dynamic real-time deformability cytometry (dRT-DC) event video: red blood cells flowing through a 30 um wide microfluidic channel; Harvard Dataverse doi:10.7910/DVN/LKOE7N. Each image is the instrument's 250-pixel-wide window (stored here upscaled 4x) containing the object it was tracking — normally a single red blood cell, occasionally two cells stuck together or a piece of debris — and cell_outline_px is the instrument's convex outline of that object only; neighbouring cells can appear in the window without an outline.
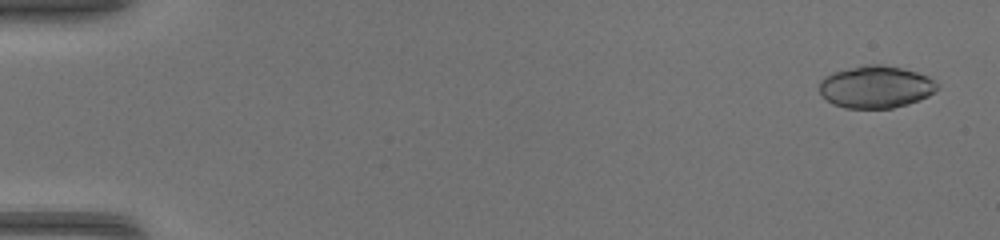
{"species": "common noctule bat (a hibernating species)", "species_latin": "Nyctalus noctula", "temperature_condition": "warm", "stored_images_in_passage": 10, "camera_frame_rate_fps": 3000, "um_per_image_px": 0.085, "animal": {"sex": "female", "body_mass_g": 17.0, "forearm_length_mm": 48.0}, "frame": {"image": 1, "passage_image": 2, "time_ms": 0.333, "image_size_px": [1000, 240], "cell_outline_px": [[940, 88], [928, 96], [920, 100], [892, 108], [844, 108], [832, 104], [820, 92], [820, 80], [824, 76], [832, 72], [864, 64], [880, 64], [900, 68], [916, 72], [928, 76], [936, 80], [940, 84]], "centroid_in_image_um": [74.46, 7.38], "position_along_channel_um": 10.5, "area_um2": 29.25}}